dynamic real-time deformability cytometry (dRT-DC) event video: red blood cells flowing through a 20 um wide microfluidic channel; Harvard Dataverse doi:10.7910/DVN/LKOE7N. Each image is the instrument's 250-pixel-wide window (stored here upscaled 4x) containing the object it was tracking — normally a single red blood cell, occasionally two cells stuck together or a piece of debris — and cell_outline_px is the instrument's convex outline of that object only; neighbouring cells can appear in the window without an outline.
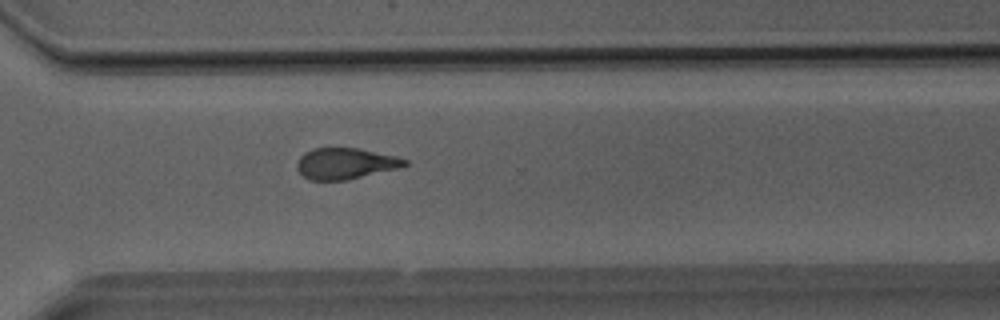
{"species": "Egyptian fruit bat (a non-hibernating species)", "species_latin": "Rousettus aegyptiacus", "temperature_condition": "room temperature", "stored_images_in_passage": 38, "camera_frame_rate_fps": 3000, "um_per_image_px": 0.085, "animal": {"sex": "male"}, "frame": {"image": 1, "passage_image": 28, "time_ms": 9.0, "image_size_px": [1000, 320], "cell_outline_px": [[408, 164], [400, 168], [344, 180], [308, 180], [296, 168], [296, 164], [300, 156], [304, 152], [312, 148], [356, 148], [396, 156], [408, 160]], "centroid_in_image_um": [29.34, 13.89], "position_along_channel_um": 341.3, "area_um2": 19.48}}
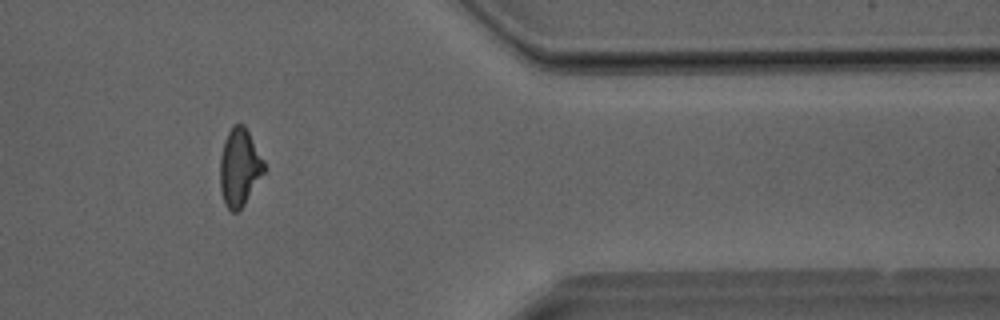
{"frame": {"image": 2, "passage_image": 32, "time_ms": 10.333, "image_size_px": [1000, 320], "cell_outline_px": [[268, 168], [244, 204], [236, 212], [232, 212], [224, 204], [220, 192], [220, 156], [224, 140], [232, 124], [244, 124], [264, 160]], "centroid_in_image_um": [20.36, 14.22], "position_along_channel_um": 391.0, "area_um2": 20.23}}
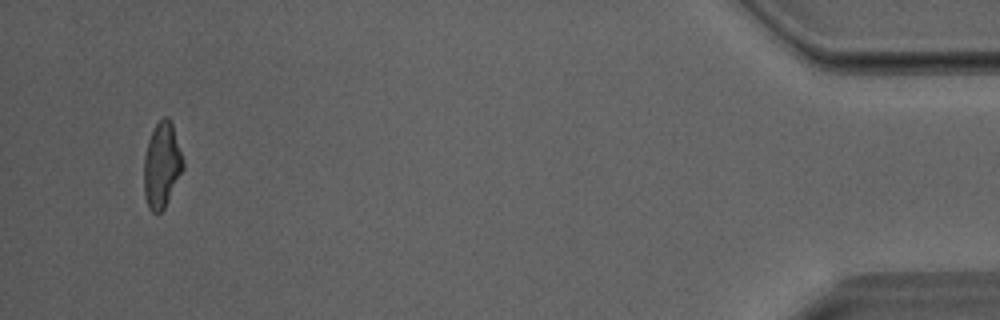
{"frame": {"image": 3, "passage_image": 37, "time_ms": 12.0, "image_size_px": [1000, 320], "cell_outline_px": [[184, 168], [164, 208], [160, 212], [152, 212], [148, 208], [144, 196], [144, 156], [148, 140], [156, 124], [164, 116], [168, 116], [172, 124], [184, 160]], "centroid_in_image_um": [13.75, 14.04], "position_along_channel_um": 421.5, "area_um2": 19.42}}